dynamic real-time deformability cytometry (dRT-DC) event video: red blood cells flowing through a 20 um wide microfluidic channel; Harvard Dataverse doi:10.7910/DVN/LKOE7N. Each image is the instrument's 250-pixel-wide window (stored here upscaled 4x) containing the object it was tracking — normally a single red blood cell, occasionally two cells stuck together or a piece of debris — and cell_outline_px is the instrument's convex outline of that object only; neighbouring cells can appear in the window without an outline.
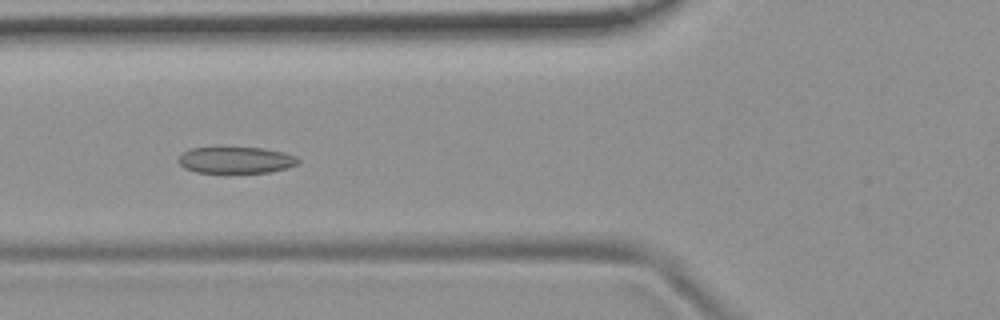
{"species": "common noctule bat (a hibernating species)", "species_latin": "Nyctalus noctula", "temperature_condition": "room temperature", "stored_images_in_passage": 55, "camera_frame_rate_fps": 3000, "um_per_image_px": 0.085, "animal": {"sex": "female", "body_mass_g": 19.9}, "frame": {"image": 1, "passage_image": 21, "time_ms": 6.667, "image_size_px": [1000, 320], "cell_outline_px": [[300, 160], [296, 164], [288, 168], [272, 172], [196, 172], [184, 168], [176, 160], [184, 152], [192, 148], [220, 144], [224, 144], [264, 148], [284, 152], [296, 156]], "centroid_in_image_um": [20.02, 13.54], "position_along_channel_um": 105.8, "area_um2": 19.42}}
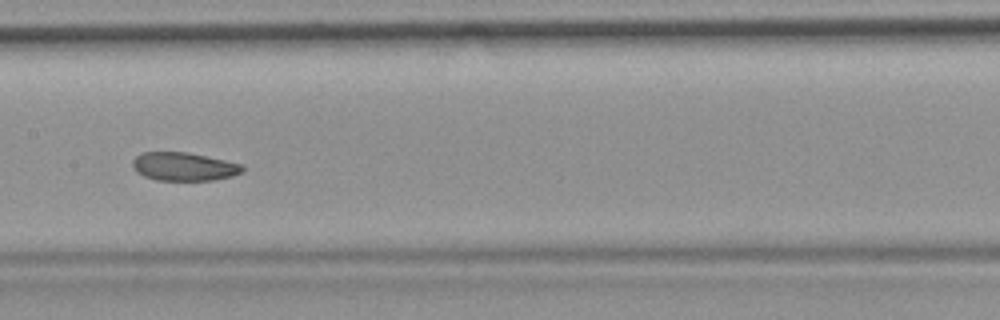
{"frame": {"image": 2, "passage_image": 28, "time_ms": 9.0, "image_size_px": [1000, 320], "cell_outline_px": [[244, 172], [232, 176], [212, 180], [156, 180], [144, 176], [136, 172], [132, 164], [132, 160], [136, 156], [144, 152], [188, 152], [244, 164]], "centroid_in_image_um": [15.65, 14.15], "position_along_channel_um": 191.7, "area_um2": 18.26}}
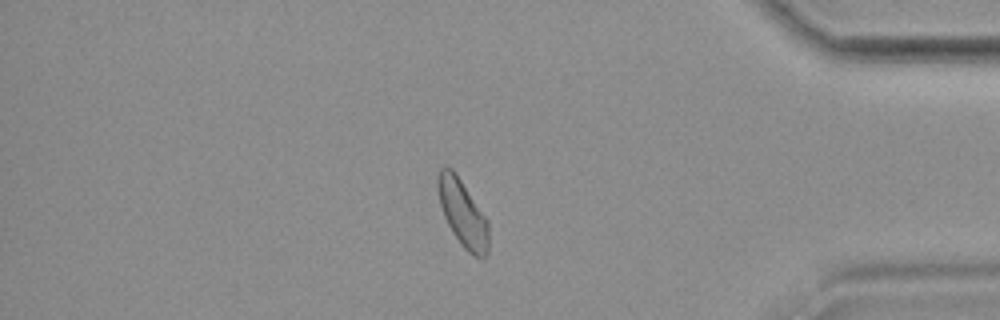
{"frame": {"image": 3, "passage_image": 47, "time_ms": 15.333, "image_size_px": [1000, 320], "cell_outline_px": [[488, 252], [484, 260], [472, 256], [464, 248], [452, 232], [444, 216], [440, 204], [436, 184], [436, 180], [440, 168], [444, 164], [452, 168], [488, 220]], "centroid_in_image_um": [39.32, 18.14], "position_along_channel_um": 395.9, "area_um2": 19.88}, "authors_computed_cell_mechanics": {"area_um2": 19.8832, "velocity_mm_per_s": 3.6924, "shape_relaxation_time_tau1_ms": 6.6793, "shape_relaxation_time_tau2_ms": 4.8054, "deformation_change_tau1": 0.0977, "deformation_change_tau2": 0.0868}}